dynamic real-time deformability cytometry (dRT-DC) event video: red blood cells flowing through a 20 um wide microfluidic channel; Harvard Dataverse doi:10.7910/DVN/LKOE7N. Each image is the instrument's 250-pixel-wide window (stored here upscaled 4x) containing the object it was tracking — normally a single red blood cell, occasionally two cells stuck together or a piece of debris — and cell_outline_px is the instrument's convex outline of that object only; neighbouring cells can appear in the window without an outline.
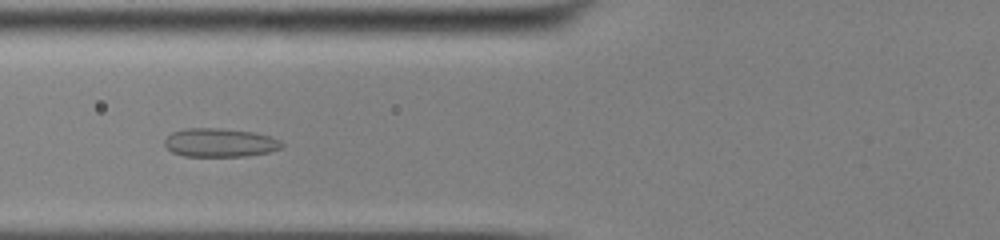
{"species": "common noctule bat (a hibernating species)", "species_latin": "Nyctalus noctula", "temperature_condition": "cold", "stored_images_in_passage": 47, "camera_frame_rate_fps": 3000, "um_per_image_px": 0.085, "animal": {"sex": "male", "body_mass_g": 13.0, "forearm_length_mm": 53.1}, "frame": {"image": 1, "passage_image": 15, "time_ms": 4.667, "image_size_px": [1000, 240], "cell_outline_px": [[284, 144], [280, 148], [268, 152], [248, 156], [184, 156], [172, 152], [164, 144], [164, 140], [172, 132], [184, 128], [220, 128], [256, 132], [272, 136], [280, 140]], "centroid_in_image_um": [18.71, 12.11], "position_along_channel_um": 107.1, "area_um2": 19.71}}
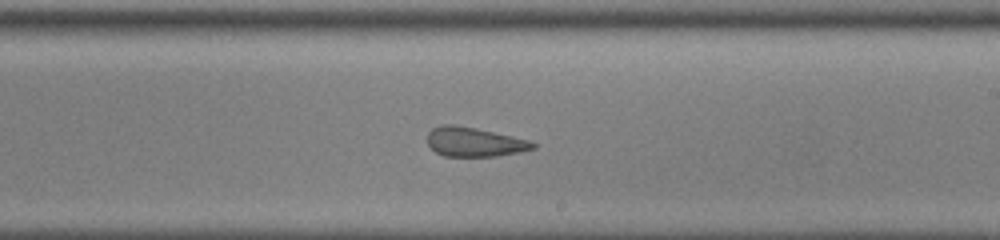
{"frame": {"image": 2, "passage_image": 26, "time_ms": 8.333, "image_size_px": [1000, 240], "cell_outline_px": [[536, 148], [520, 152], [496, 156], [444, 156], [436, 152], [428, 144], [428, 132], [432, 128], [444, 124], [452, 124], [476, 128], [512, 136], [528, 140], [536, 144]], "centroid_in_image_um": [40.31, 12.06], "position_along_channel_um": 248.7, "area_um2": 17.92}}
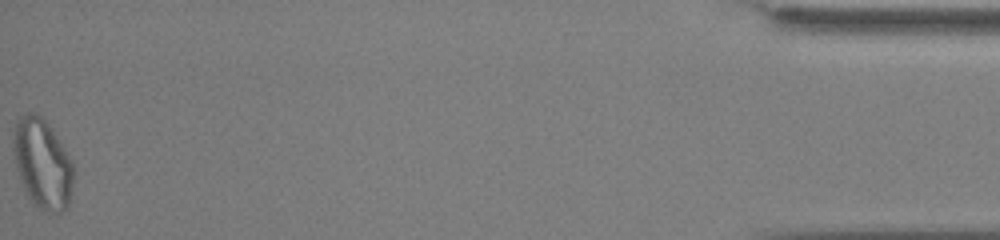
{"frame": {"image": 3, "passage_image": 47, "time_ms": 15.333, "image_size_px": [1000, 240], "cell_outline_px": [[72, 192], [68, 208], [60, 212], [44, 212], [28, 196], [20, 180], [16, 164], [16, 120], [20, 116], [28, 112], [36, 112], [48, 124], [68, 156], [72, 164]], "centroid_in_image_um": [3.64, 13.95], "position_along_channel_um": 431.6, "area_um2": 30.29}, "authors_computed_cell_mechanics": {"area_um2": 21.7906, "velocity_mm_per_s": 3.8642, "shape_relaxation_time_tau1_ms": null, "shape_relaxation_time_tau2_ms": 1.9122, "deformation_change_tau1": null, "deformation_change_tau2": 0.1146}}